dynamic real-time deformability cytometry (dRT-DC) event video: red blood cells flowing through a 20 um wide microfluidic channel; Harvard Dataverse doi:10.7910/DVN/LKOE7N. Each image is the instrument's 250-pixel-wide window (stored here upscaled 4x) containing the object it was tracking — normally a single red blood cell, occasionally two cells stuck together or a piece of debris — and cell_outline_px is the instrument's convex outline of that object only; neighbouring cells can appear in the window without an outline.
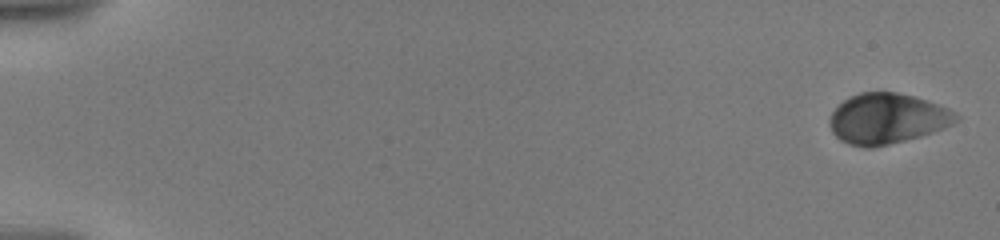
{"species": "human", "species_latin": "Homo sapiens", "temperature_condition": "warm", "stored_images_in_passage": 21, "camera_frame_rate_fps": 3000, "um_per_image_px": 0.085, "donor": {"sex": "male"}, "frame": {"image": 1, "passage_image": 1, "time_ms": 0.0, "image_size_px": [1000, 240], "cell_outline_px": [[960, 120], [944, 128], [920, 136], [872, 148], [864, 148], [848, 144], [840, 140], [832, 132], [828, 120], [832, 112], [844, 100], [860, 92], [896, 92], [928, 100], [948, 108], [960, 116]], "centroid_in_image_um": [75.41, 10.09], "position_along_channel_um": 9.6, "area_um2": 37.11}}
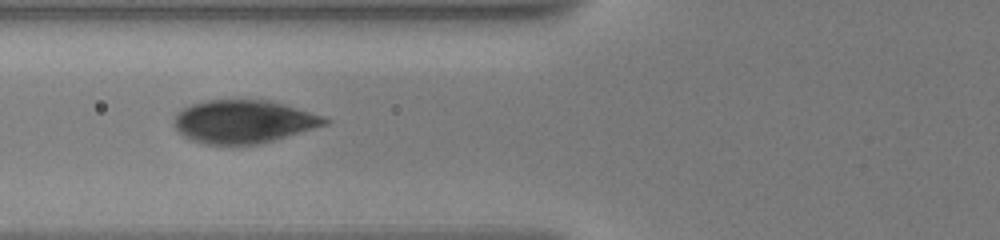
{"frame": {"image": 2, "passage_image": 12, "time_ms": 7.667, "image_size_px": [1000, 240], "cell_outline_px": [[332, 120], [328, 124], [260, 144], [204, 144], [192, 140], [184, 136], [172, 124], [172, 120], [176, 112], [180, 108], [192, 104], [208, 100], [268, 100], [284, 104], [324, 116]], "centroid_in_image_um": [20.68, 10.33], "position_along_channel_um": 105.1, "area_um2": 37.92}}
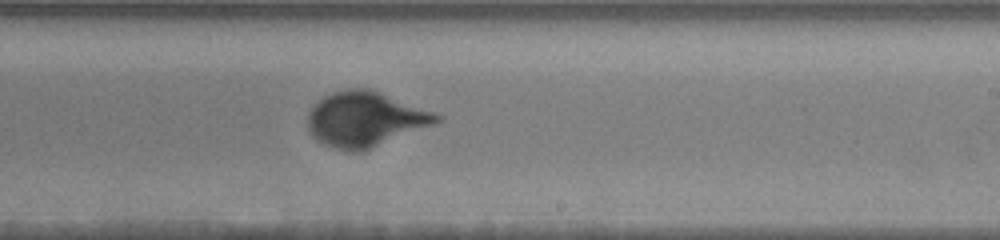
{"frame": {"image": 3, "passage_image": 21, "time_ms": 12.0, "image_size_px": [1000, 240], "cell_outline_px": [[444, 116], [440, 120], [432, 124], [360, 152], [340, 148], [324, 144], [316, 140], [312, 136], [308, 128], [308, 112], [324, 96], [332, 92], [348, 88], [368, 88]], "centroid_in_image_um": [31.0, 10.11], "position_along_channel_um": 258.0, "area_um2": 40.23}}